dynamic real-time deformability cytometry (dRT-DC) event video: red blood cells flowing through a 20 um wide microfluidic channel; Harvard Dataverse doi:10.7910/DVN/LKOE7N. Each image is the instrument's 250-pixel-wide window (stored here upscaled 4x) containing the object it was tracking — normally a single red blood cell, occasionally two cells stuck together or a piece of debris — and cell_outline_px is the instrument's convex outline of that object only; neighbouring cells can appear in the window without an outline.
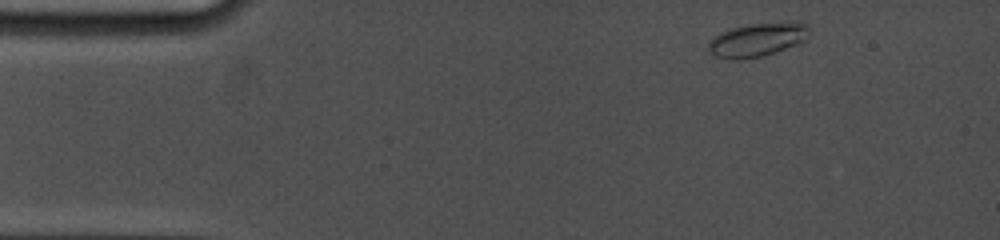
{"species": "common noctule bat (a hibernating species)", "species_latin": "Nyctalus noctula", "temperature_condition": "cold", "stored_images_in_passage": 22, "camera_frame_rate_fps": 5000, "um_per_image_px": 0.085, "animal": {"sex": "female", "body_mass_g": 19.0, "forearm_length_mm": 53.3}, "frame": {"image": 1, "passage_image": 1, "time_ms": 0.0, "image_size_px": [1000, 240], "cell_outline_px": [[808, 36], [804, 40], [784, 48], [760, 56], [740, 60], [732, 60], [716, 56], [708, 48], [708, 44], [716, 36], [728, 28], [752, 24], [784, 20], [800, 20], [808, 24]], "centroid_in_image_um": [64.42, 3.32], "position_along_channel_um": 20.6, "area_um2": 19.77}}
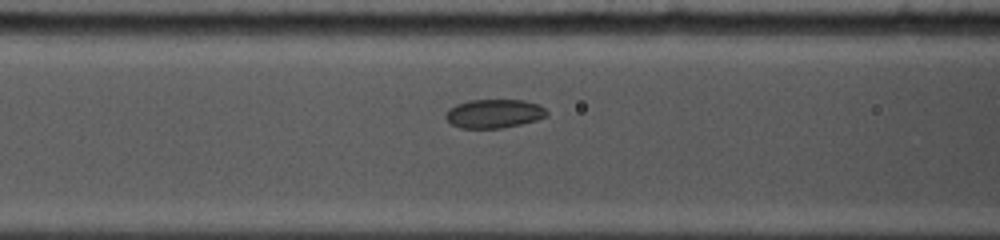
{"frame": {"image": 2, "passage_image": 12, "time_ms": 4.8, "image_size_px": [1000, 240], "cell_outline_px": [[548, 116], [536, 120], [520, 124], [500, 128], [460, 128], [452, 124], [444, 116], [448, 108], [456, 104], [468, 100], [524, 100], [540, 104], [548, 112]], "centroid_in_image_um": [41.99, 9.65], "position_along_channel_um": 124.6, "area_um2": 17.05}}
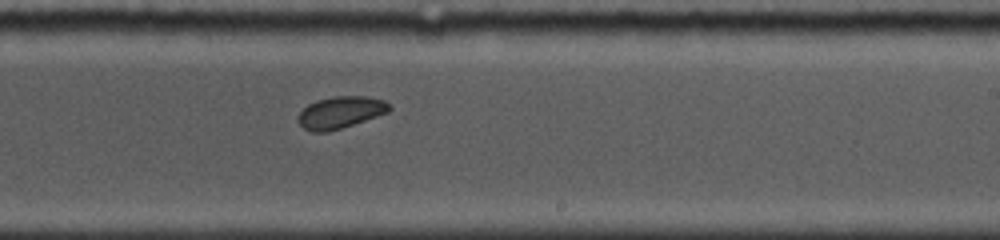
{"frame": {"image": 3, "passage_image": 22, "time_ms": 8.4, "image_size_px": [1000, 240], "cell_outline_px": [[392, 108], [388, 112], [328, 132], [312, 132], [304, 128], [296, 120], [300, 112], [308, 104], [316, 100], [332, 96], [364, 96], [384, 100]], "centroid_in_image_um": [28.9, 9.54], "position_along_channel_um": 260.1, "area_um2": 16.82}}